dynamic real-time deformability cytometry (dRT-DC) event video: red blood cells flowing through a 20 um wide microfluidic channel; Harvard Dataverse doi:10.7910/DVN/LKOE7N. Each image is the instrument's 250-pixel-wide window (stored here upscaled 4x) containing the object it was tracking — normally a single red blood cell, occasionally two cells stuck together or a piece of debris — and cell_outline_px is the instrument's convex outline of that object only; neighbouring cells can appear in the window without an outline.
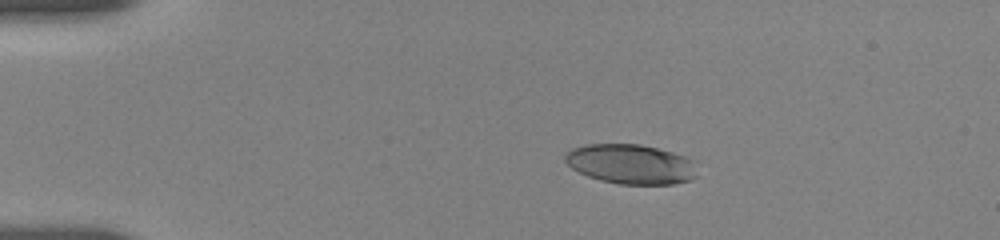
{"species": "human", "species_latin": "Homo sapiens", "temperature_condition": "room temperature", "stored_images_in_passage": 20, "camera_frame_rate_fps": 3000, "um_per_image_px": 0.085, "donor": {"sex": "female"}, "frame": {"image": 1, "passage_image": 6, "time_ms": 3.667, "image_size_px": [1000, 240], "cell_outline_px": [[696, 176], [688, 180], [672, 184], [620, 184], [600, 180], [588, 176], [572, 168], [564, 160], [564, 156], [572, 148], [584, 144], [640, 144], [672, 152], [696, 160]], "centroid_in_image_um": [53.63, 13.94], "position_along_channel_um": 31.4, "area_um2": 30.58}}
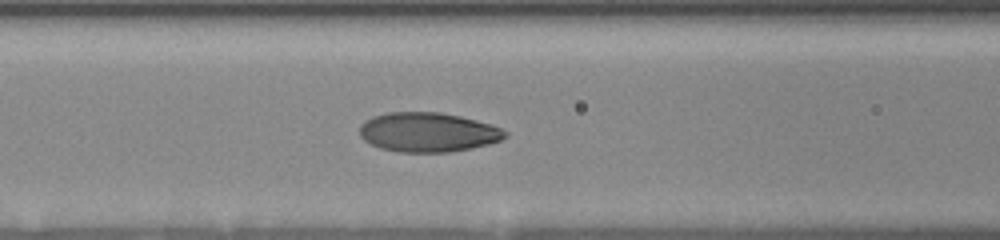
{"frame": {"image": 2, "passage_image": 18, "time_ms": 8.0, "image_size_px": [1000, 240], "cell_outline_px": [[508, 136], [500, 140], [488, 144], [472, 148], [448, 152], [396, 152], [380, 148], [364, 140], [360, 136], [360, 124], [364, 120], [372, 116], [388, 112], [440, 112], [460, 116], [488, 124], [500, 128], [508, 132]], "centroid_in_image_um": [36.34, 11.24], "position_along_channel_um": 130.3, "area_um2": 33.47}}
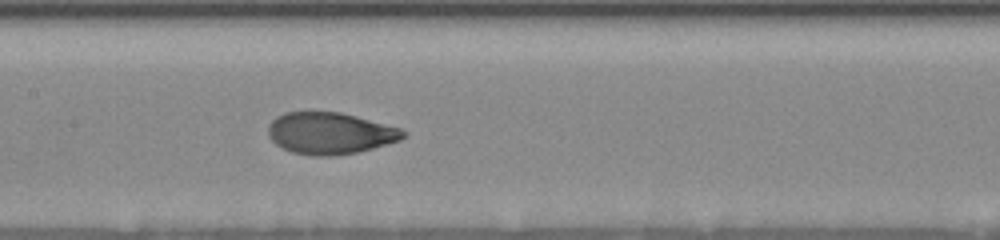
{"frame": {"image": 3, "passage_image": 20, "time_ms": 9.333, "image_size_px": [1000, 240], "cell_outline_px": [[408, 132], [400, 140], [372, 148], [356, 152], [332, 156], [312, 156], [292, 152], [276, 144], [268, 136], [268, 124], [276, 116], [284, 112], [340, 112], [356, 116], [400, 128]], "centroid_in_image_um": [28.03, 11.32], "position_along_channel_um": 179.4, "area_um2": 32.71}}